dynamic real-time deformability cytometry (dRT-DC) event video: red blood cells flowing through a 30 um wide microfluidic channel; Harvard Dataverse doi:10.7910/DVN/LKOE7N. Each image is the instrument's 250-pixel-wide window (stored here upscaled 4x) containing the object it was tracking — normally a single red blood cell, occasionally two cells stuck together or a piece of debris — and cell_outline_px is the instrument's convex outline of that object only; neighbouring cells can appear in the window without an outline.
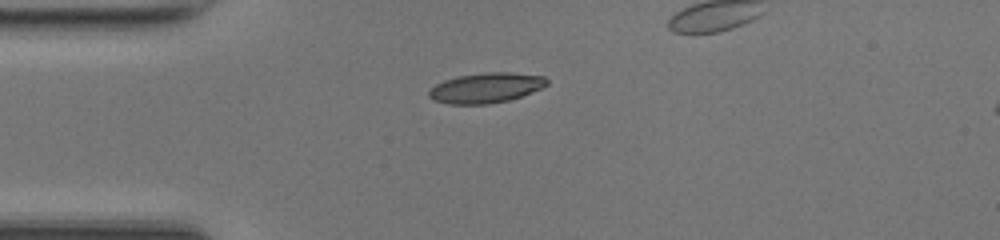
{"species": "common noctule bat (a hibernating species)", "species_latin": "Nyctalus noctula", "temperature_condition": "room temperature", "stored_images_in_passage": 31, "camera_frame_rate_fps": 3000, "um_per_image_px": 0.085, "animal": {"sex": "female", "body_mass_g": 17.0, "forearm_length_mm": 48.0}, "frame": {"image": 1, "passage_image": 1, "time_ms": 0.0, "image_size_px": [1000, 240], "cell_outline_px": [[548, 84], [532, 92], [508, 100], [488, 104], [448, 104], [432, 100], [428, 96], [428, 92], [436, 84], [444, 80], [456, 76], [484, 72], [508, 72], [544, 76], [548, 80]], "centroid_in_image_um": [41.27, 7.46], "position_along_channel_um": 43.7, "area_um2": 20.69}}
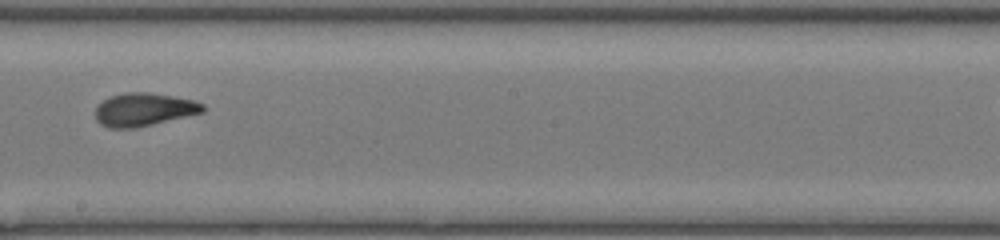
{"frame": {"image": 2, "passage_image": 16, "time_ms": 5.0, "image_size_px": [1000, 240], "cell_outline_px": [[204, 112], [152, 124], [132, 128], [108, 128], [100, 124], [96, 120], [96, 108], [104, 100], [112, 96], [124, 92], [148, 92], [172, 96], [192, 100], [204, 104]], "centroid_in_image_um": [12.22, 9.31], "position_along_channel_um": 236.0, "area_um2": 20.46}}
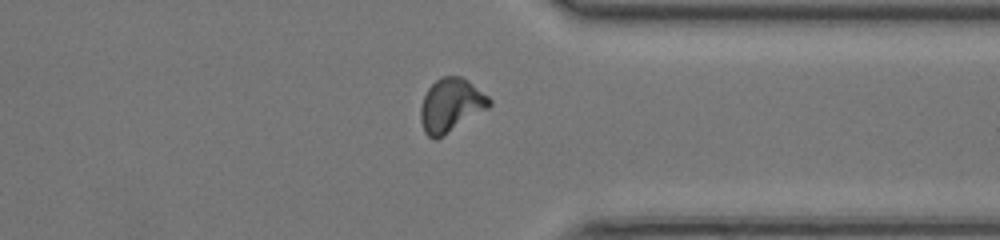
{"frame": {"image": 3, "passage_image": 26, "time_ms": 8.333, "image_size_px": [1000, 240], "cell_outline_px": [[492, 104], [488, 108], [436, 140], [432, 140], [424, 132], [420, 120], [420, 108], [424, 96], [428, 88], [436, 80], [444, 76], [460, 76], [468, 80], [488, 96], [492, 100]], "centroid_in_image_um": [38.31, 8.95], "position_along_channel_um": 373.1, "area_um2": 21.39}, "authors_computed_cell_mechanics": {"area_um2": 20.2878, "velocity_mm_per_s": 4.242, "shape_relaxation_time_tau1_ms": 2.8224, "shape_relaxation_time_tau2_ms": 1.1781, "deformation_change_tau1": 0.1731, "deformation_change_tau2": 0.0879}}